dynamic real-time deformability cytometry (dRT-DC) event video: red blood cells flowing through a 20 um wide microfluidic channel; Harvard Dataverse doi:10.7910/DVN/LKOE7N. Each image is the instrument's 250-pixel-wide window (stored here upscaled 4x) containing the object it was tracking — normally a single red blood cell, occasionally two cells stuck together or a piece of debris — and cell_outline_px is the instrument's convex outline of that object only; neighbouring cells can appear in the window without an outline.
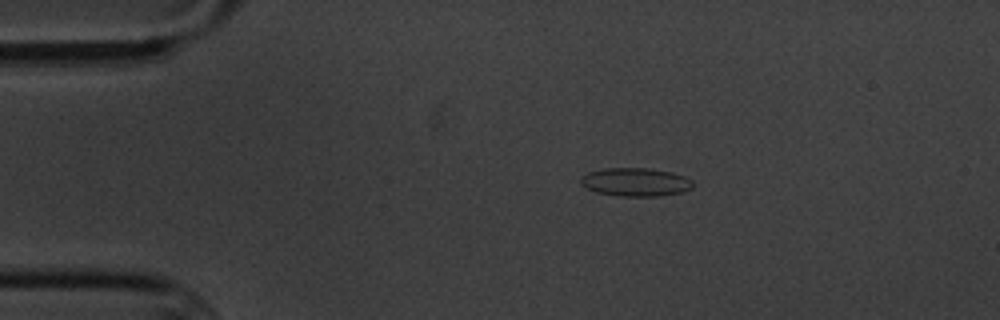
{"species": "common noctule bat (a hibernating species)", "species_latin": "Nyctalus noctula", "temperature_condition": "cold", "stored_images_in_passage": 6, "camera_frame_rate_fps": 3000, "um_per_image_px": 0.085, "animal": {"sex": "male", "body_mass_g": 20.1, "forearm_length_mm": 53.5}, "frame": {"image": 1, "passage_image": 2, "time_ms": 1.333, "image_size_px": [1000, 320], "cell_outline_px": [[692, 188], [680, 192], [656, 196], [620, 196], [596, 192], [580, 184], [580, 176], [588, 172], [604, 168], [648, 168], [672, 172], [684, 176], [692, 180]], "centroid_in_image_um": [53.99, 15.46], "position_along_channel_um": 31.0, "area_um2": 18.5}}
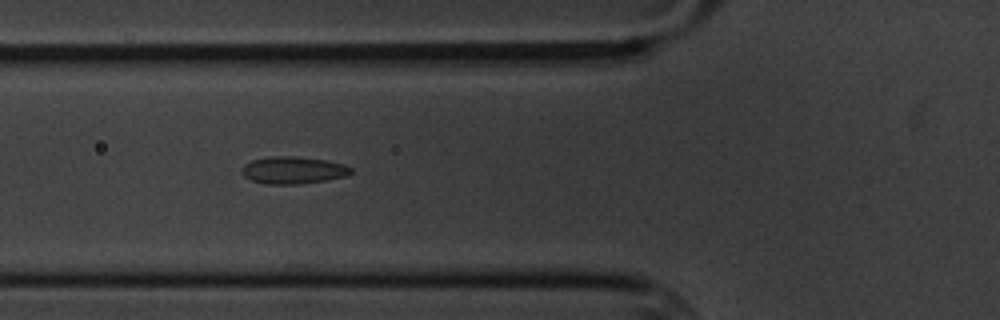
{"frame": {"image": 2, "passage_image": 5, "time_ms": 4.667, "image_size_px": [1000, 320], "cell_outline_px": [[352, 172], [344, 176], [328, 180], [296, 184], [264, 184], [252, 180], [244, 176], [240, 172], [240, 168], [244, 164], [252, 160], [268, 156], [292, 156], [324, 160], [344, 164], [352, 168]], "centroid_in_image_um": [24.87, 14.46], "position_along_channel_um": 100.9, "area_um2": 17.34}}
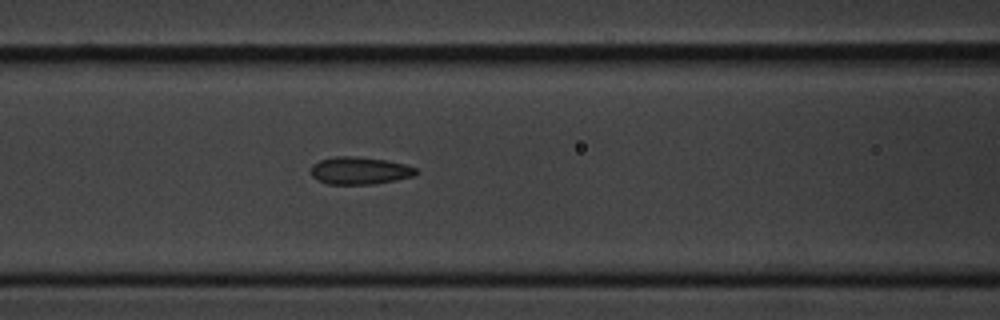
{"frame": {"image": 3, "passage_image": 6, "time_ms": 5.667, "image_size_px": [1000, 320], "cell_outline_px": [[420, 172], [412, 176], [396, 180], [372, 184], [328, 184], [316, 180], [312, 176], [312, 164], [320, 160], [336, 156], [356, 156], [384, 160], [404, 164], [416, 168]], "centroid_in_image_um": [30.56, 14.5], "position_along_channel_um": 136.0, "area_um2": 16.76}}